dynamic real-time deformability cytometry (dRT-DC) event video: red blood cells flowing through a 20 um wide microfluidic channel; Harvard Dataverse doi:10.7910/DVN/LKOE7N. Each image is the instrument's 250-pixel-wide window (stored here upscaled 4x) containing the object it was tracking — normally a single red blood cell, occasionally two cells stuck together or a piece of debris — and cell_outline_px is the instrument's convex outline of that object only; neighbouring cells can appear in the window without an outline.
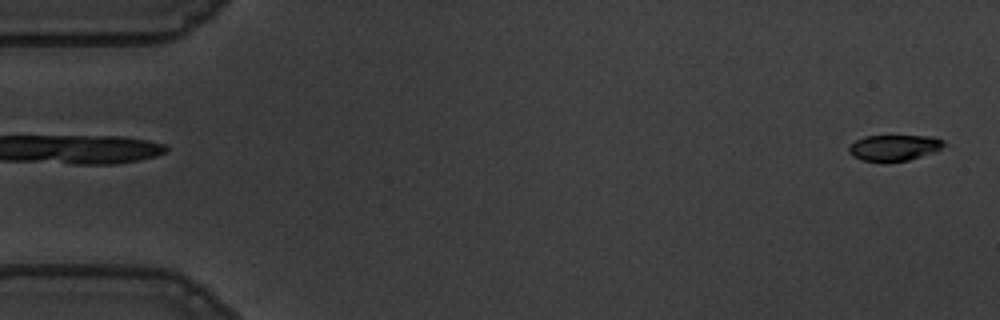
{"species": "common noctule bat (a hibernating species)", "species_latin": "Nyctalus noctula", "temperature_condition": "warm", "stored_images_in_passage": 55, "camera_frame_rate_fps": 3000, "um_per_image_px": 0.085, "animal": {"sex": "male", "body_mass_g": 19.5, "forearm_length_mm": 54.6}, "frame": {"image": 1, "passage_image": 1, "time_ms": 0.0, "image_size_px": [1000, 320], "cell_outline_px": [[944, 144], [936, 152], [908, 160], [860, 160], [852, 156], [848, 152], [848, 148], [856, 140], [864, 136], [932, 136], [944, 140]], "centroid_in_image_um": [76.01, 12.53], "position_along_channel_um": 9.0, "area_um2": 14.1}}
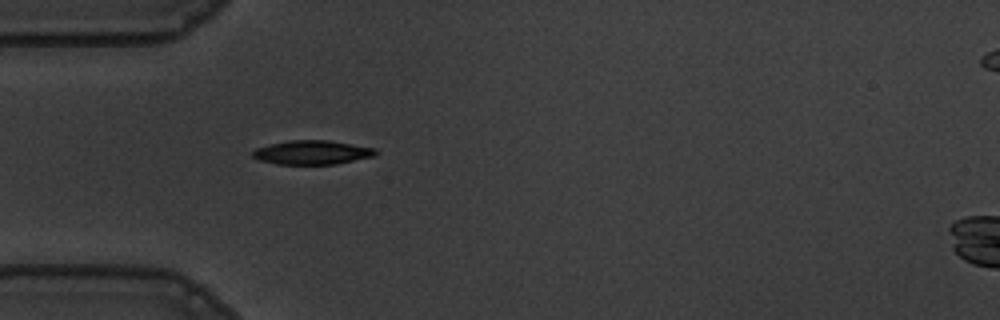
{"frame": {"image": 2, "passage_image": 16, "time_ms": 5.0, "image_size_px": [1000, 320], "cell_outline_px": [[380, 152], [376, 156], [336, 164], [276, 164], [260, 160], [252, 156], [252, 152], [256, 148], [268, 144], [292, 140], [328, 140], [376, 148]], "centroid_in_image_um": [26.58, 12.95], "position_along_channel_um": 58.4, "area_um2": 17.34}}
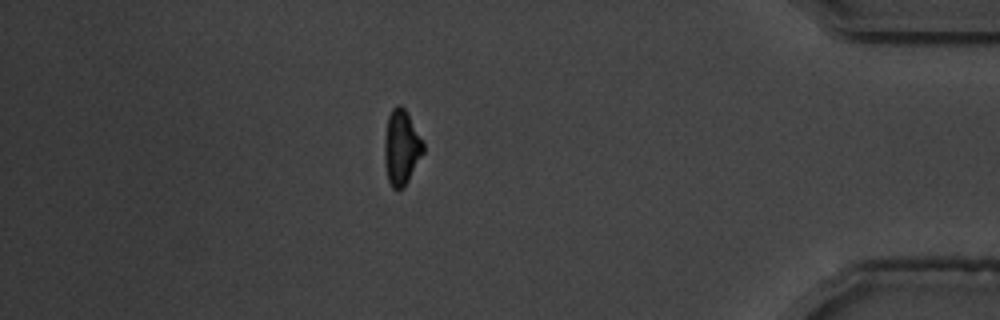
{"frame": {"image": 3, "passage_image": 48, "time_ms": 15.667, "image_size_px": [1000, 320], "cell_outline_px": [[424, 152], [404, 188], [392, 188], [388, 180], [384, 164], [384, 140], [388, 116], [392, 108], [396, 104], [400, 104], [404, 108], [424, 144]], "centroid_in_image_um": [34.1, 12.54], "position_along_channel_um": 401.1, "area_um2": 16.88}, "authors_computed_cell_mechanics": {"area_um2": 16.9354, "velocity_mm_per_s": 3.617, "shape_relaxation_time_tau1_ms": 2.8283, "shape_relaxation_time_tau2_ms": 1.8338, "deformation_change_tau1": 0.1471, "deformation_change_tau2": 0.0632}}